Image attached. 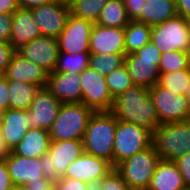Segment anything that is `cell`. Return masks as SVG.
<instances>
[{
    "label": "cell",
    "mask_w": 190,
    "mask_h": 190,
    "mask_svg": "<svg viewBox=\"0 0 190 190\" xmlns=\"http://www.w3.org/2000/svg\"><path fill=\"white\" fill-rule=\"evenodd\" d=\"M117 120L134 123L152 133L159 126L157 112L149 88L133 85L114 98L110 111Z\"/></svg>",
    "instance_id": "cell-1"
},
{
    "label": "cell",
    "mask_w": 190,
    "mask_h": 190,
    "mask_svg": "<svg viewBox=\"0 0 190 190\" xmlns=\"http://www.w3.org/2000/svg\"><path fill=\"white\" fill-rule=\"evenodd\" d=\"M116 127L117 118L110 111L94 112L83 137L84 152L104 158L113 166Z\"/></svg>",
    "instance_id": "cell-2"
},
{
    "label": "cell",
    "mask_w": 190,
    "mask_h": 190,
    "mask_svg": "<svg viewBox=\"0 0 190 190\" xmlns=\"http://www.w3.org/2000/svg\"><path fill=\"white\" fill-rule=\"evenodd\" d=\"M152 144L162 160L176 161L190 152V119L160 124L153 132Z\"/></svg>",
    "instance_id": "cell-3"
},
{
    "label": "cell",
    "mask_w": 190,
    "mask_h": 190,
    "mask_svg": "<svg viewBox=\"0 0 190 190\" xmlns=\"http://www.w3.org/2000/svg\"><path fill=\"white\" fill-rule=\"evenodd\" d=\"M94 112L83 103H62L57 118L48 130L51 140H83Z\"/></svg>",
    "instance_id": "cell-4"
},
{
    "label": "cell",
    "mask_w": 190,
    "mask_h": 190,
    "mask_svg": "<svg viewBox=\"0 0 190 190\" xmlns=\"http://www.w3.org/2000/svg\"><path fill=\"white\" fill-rule=\"evenodd\" d=\"M160 160L152 144L120 162L114 168L123 177L128 188L147 190Z\"/></svg>",
    "instance_id": "cell-5"
},
{
    "label": "cell",
    "mask_w": 190,
    "mask_h": 190,
    "mask_svg": "<svg viewBox=\"0 0 190 190\" xmlns=\"http://www.w3.org/2000/svg\"><path fill=\"white\" fill-rule=\"evenodd\" d=\"M161 54L150 41L136 53L126 55L124 65L133 85L151 88L158 83Z\"/></svg>",
    "instance_id": "cell-6"
},
{
    "label": "cell",
    "mask_w": 190,
    "mask_h": 190,
    "mask_svg": "<svg viewBox=\"0 0 190 190\" xmlns=\"http://www.w3.org/2000/svg\"><path fill=\"white\" fill-rule=\"evenodd\" d=\"M83 152V140H51L48 153L40 157L44 178L55 183Z\"/></svg>",
    "instance_id": "cell-7"
},
{
    "label": "cell",
    "mask_w": 190,
    "mask_h": 190,
    "mask_svg": "<svg viewBox=\"0 0 190 190\" xmlns=\"http://www.w3.org/2000/svg\"><path fill=\"white\" fill-rule=\"evenodd\" d=\"M153 133L134 123L117 120L113 167L152 145Z\"/></svg>",
    "instance_id": "cell-8"
},
{
    "label": "cell",
    "mask_w": 190,
    "mask_h": 190,
    "mask_svg": "<svg viewBox=\"0 0 190 190\" xmlns=\"http://www.w3.org/2000/svg\"><path fill=\"white\" fill-rule=\"evenodd\" d=\"M151 42L161 52L184 51L190 47L188 20L177 15L152 27Z\"/></svg>",
    "instance_id": "cell-9"
},
{
    "label": "cell",
    "mask_w": 190,
    "mask_h": 190,
    "mask_svg": "<svg viewBox=\"0 0 190 190\" xmlns=\"http://www.w3.org/2000/svg\"><path fill=\"white\" fill-rule=\"evenodd\" d=\"M160 124L182 122L190 119V106L184 94L161 87L158 83L149 88Z\"/></svg>",
    "instance_id": "cell-10"
},
{
    "label": "cell",
    "mask_w": 190,
    "mask_h": 190,
    "mask_svg": "<svg viewBox=\"0 0 190 190\" xmlns=\"http://www.w3.org/2000/svg\"><path fill=\"white\" fill-rule=\"evenodd\" d=\"M82 86V101L85 106L95 112L111 111L114 98L112 97L106 77L88 67L79 73Z\"/></svg>",
    "instance_id": "cell-11"
},
{
    "label": "cell",
    "mask_w": 190,
    "mask_h": 190,
    "mask_svg": "<svg viewBox=\"0 0 190 190\" xmlns=\"http://www.w3.org/2000/svg\"><path fill=\"white\" fill-rule=\"evenodd\" d=\"M93 23L69 15L66 26L57 37L60 53L90 52V34Z\"/></svg>",
    "instance_id": "cell-12"
},
{
    "label": "cell",
    "mask_w": 190,
    "mask_h": 190,
    "mask_svg": "<svg viewBox=\"0 0 190 190\" xmlns=\"http://www.w3.org/2000/svg\"><path fill=\"white\" fill-rule=\"evenodd\" d=\"M114 167L108 160L83 152L67 168L63 177L73 178L96 185Z\"/></svg>",
    "instance_id": "cell-13"
},
{
    "label": "cell",
    "mask_w": 190,
    "mask_h": 190,
    "mask_svg": "<svg viewBox=\"0 0 190 190\" xmlns=\"http://www.w3.org/2000/svg\"><path fill=\"white\" fill-rule=\"evenodd\" d=\"M61 104L46 87L40 88L27 110L29 128L49 130L58 116Z\"/></svg>",
    "instance_id": "cell-14"
},
{
    "label": "cell",
    "mask_w": 190,
    "mask_h": 190,
    "mask_svg": "<svg viewBox=\"0 0 190 190\" xmlns=\"http://www.w3.org/2000/svg\"><path fill=\"white\" fill-rule=\"evenodd\" d=\"M17 52L49 74L55 70L60 50L57 38L40 36L20 47Z\"/></svg>",
    "instance_id": "cell-15"
},
{
    "label": "cell",
    "mask_w": 190,
    "mask_h": 190,
    "mask_svg": "<svg viewBox=\"0 0 190 190\" xmlns=\"http://www.w3.org/2000/svg\"><path fill=\"white\" fill-rule=\"evenodd\" d=\"M34 19L42 36L57 38L67 23L70 15V7L57 1L37 6L31 9Z\"/></svg>",
    "instance_id": "cell-16"
},
{
    "label": "cell",
    "mask_w": 190,
    "mask_h": 190,
    "mask_svg": "<svg viewBox=\"0 0 190 190\" xmlns=\"http://www.w3.org/2000/svg\"><path fill=\"white\" fill-rule=\"evenodd\" d=\"M125 28L94 24L90 34V54H125Z\"/></svg>",
    "instance_id": "cell-17"
},
{
    "label": "cell",
    "mask_w": 190,
    "mask_h": 190,
    "mask_svg": "<svg viewBox=\"0 0 190 190\" xmlns=\"http://www.w3.org/2000/svg\"><path fill=\"white\" fill-rule=\"evenodd\" d=\"M46 89L61 103H81L82 86L79 74L51 72Z\"/></svg>",
    "instance_id": "cell-18"
},
{
    "label": "cell",
    "mask_w": 190,
    "mask_h": 190,
    "mask_svg": "<svg viewBox=\"0 0 190 190\" xmlns=\"http://www.w3.org/2000/svg\"><path fill=\"white\" fill-rule=\"evenodd\" d=\"M4 160L14 186L23 187L29 181L44 178L40 158L22 157L10 151Z\"/></svg>",
    "instance_id": "cell-19"
},
{
    "label": "cell",
    "mask_w": 190,
    "mask_h": 190,
    "mask_svg": "<svg viewBox=\"0 0 190 190\" xmlns=\"http://www.w3.org/2000/svg\"><path fill=\"white\" fill-rule=\"evenodd\" d=\"M8 81H23L35 84L39 88L46 87L48 73L39 65L20 55L17 51L3 74Z\"/></svg>",
    "instance_id": "cell-20"
},
{
    "label": "cell",
    "mask_w": 190,
    "mask_h": 190,
    "mask_svg": "<svg viewBox=\"0 0 190 190\" xmlns=\"http://www.w3.org/2000/svg\"><path fill=\"white\" fill-rule=\"evenodd\" d=\"M40 36L42 35L32 10L19 7L12 16L10 44L18 50L23 45Z\"/></svg>",
    "instance_id": "cell-21"
},
{
    "label": "cell",
    "mask_w": 190,
    "mask_h": 190,
    "mask_svg": "<svg viewBox=\"0 0 190 190\" xmlns=\"http://www.w3.org/2000/svg\"><path fill=\"white\" fill-rule=\"evenodd\" d=\"M28 129L27 110L7 109L2 112L0 132L9 151L21 142Z\"/></svg>",
    "instance_id": "cell-22"
},
{
    "label": "cell",
    "mask_w": 190,
    "mask_h": 190,
    "mask_svg": "<svg viewBox=\"0 0 190 190\" xmlns=\"http://www.w3.org/2000/svg\"><path fill=\"white\" fill-rule=\"evenodd\" d=\"M182 174L175 161L160 160L147 190H185Z\"/></svg>",
    "instance_id": "cell-23"
},
{
    "label": "cell",
    "mask_w": 190,
    "mask_h": 190,
    "mask_svg": "<svg viewBox=\"0 0 190 190\" xmlns=\"http://www.w3.org/2000/svg\"><path fill=\"white\" fill-rule=\"evenodd\" d=\"M51 137L48 130L29 128L21 142L12 150L15 155L40 158L48 153Z\"/></svg>",
    "instance_id": "cell-24"
},
{
    "label": "cell",
    "mask_w": 190,
    "mask_h": 190,
    "mask_svg": "<svg viewBox=\"0 0 190 190\" xmlns=\"http://www.w3.org/2000/svg\"><path fill=\"white\" fill-rule=\"evenodd\" d=\"M138 22L151 27L178 15L176 0H145Z\"/></svg>",
    "instance_id": "cell-25"
},
{
    "label": "cell",
    "mask_w": 190,
    "mask_h": 190,
    "mask_svg": "<svg viewBox=\"0 0 190 190\" xmlns=\"http://www.w3.org/2000/svg\"><path fill=\"white\" fill-rule=\"evenodd\" d=\"M9 109L28 110L34 100L36 92L40 89L35 84L23 81H8Z\"/></svg>",
    "instance_id": "cell-26"
},
{
    "label": "cell",
    "mask_w": 190,
    "mask_h": 190,
    "mask_svg": "<svg viewBox=\"0 0 190 190\" xmlns=\"http://www.w3.org/2000/svg\"><path fill=\"white\" fill-rule=\"evenodd\" d=\"M152 27L138 21H130L125 27V54L136 53L151 41Z\"/></svg>",
    "instance_id": "cell-27"
},
{
    "label": "cell",
    "mask_w": 190,
    "mask_h": 190,
    "mask_svg": "<svg viewBox=\"0 0 190 190\" xmlns=\"http://www.w3.org/2000/svg\"><path fill=\"white\" fill-rule=\"evenodd\" d=\"M129 22L124 0H108L100 12L96 24L107 27L125 28Z\"/></svg>",
    "instance_id": "cell-28"
},
{
    "label": "cell",
    "mask_w": 190,
    "mask_h": 190,
    "mask_svg": "<svg viewBox=\"0 0 190 190\" xmlns=\"http://www.w3.org/2000/svg\"><path fill=\"white\" fill-rule=\"evenodd\" d=\"M90 52L77 54L59 53L54 72H68L79 74L89 67Z\"/></svg>",
    "instance_id": "cell-29"
},
{
    "label": "cell",
    "mask_w": 190,
    "mask_h": 190,
    "mask_svg": "<svg viewBox=\"0 0 190 190\" xmlns=\"http://www.w3.org/2000/svg\"><path fill=\"white\" fill-rule=\"evenodd\" d=\"M108 0H76L70 7V14L96 24Z\"/></svg>",
    "instance_id": "cell-30"
},
{
    "label": "cell",
    "mask_w": 190,
    "mask_h": 190,
    "mask_svg": "<svg viewBox=\"0 0 190 190\" xmlns=\"http://www.w3.org/2000/svg\"><path fill=\"white\" fill-rule=\"evenodd\" d=\"M126 54H90L89 67L103 76L124 65Z\"/></svg>",
    "instance_id": "cell-31"
},
{
    "label": "cell",
    "mask_w": 190,
    "mask_h": 190,
    "mask_svg": "<svg viewBox=\"0 0 190 190\" xmlns=\"http://www.w3.org/2000/svg\"><path fill=\"white\" fill-rule=\"evenodd\" d=\"M190 81V69L160 73L158 84L178 94H186Z\"/></svg>",
    "instance_id": "cell-32"
},
{
    "label": "cell",
    "mask_w": 190,
    "mask_h": 190,
    "mask_svg": "<svg viewBox=\"0 0 190 190\" xmlns=\"http://www.w3.org/2000/svg\"><path fill=\"white\" fill-rule=\"evenodd\" d=\"M107 86L113 98L133 86L125 65L117 68L106 76Z\"/></svg>",
    "instance_id": "cell-33"
},
{
    "label": "cell",
    "mask_w": 190,
    "mask_h": 190,
    "mask_svg": "<svg viewBox=\"0 0 190 190\" xmlns=\"http://www.w3.org/2000/svg\"><path fill=\"white\" fill-rule=\"evenodd\" d=\"M189 69L187 54L184 51L165 52L159 61V73Z\"/></svg>",
    "instance_id": "cell-34"
},
{
    "label": "cell",
    "mask_w": 190,
    "mask_h": 190,
    "mask_svg": "<svg viewBox=\"0 0 190 190\" xmlns=\"http://www.w3.org/2000/svg\"><path fill=\"white\" fill-rule=\"evenodd\" d=\"M98 190H127V183L123 177L113 168L106 176H104L97 184Z\"/></svg>",
    "instance_id": "cell-35"
},
{
    "label": "cell",
    "mask_w": 190,
    "mask_h": 190,
    "mask_svg": "<svg viewBox=\"0 0 190 190\" xmlns=\"http://www.w3.org/2000/svg\"><path fill=\"white\" fill-rule=\"evenodd\" d=\"M17 50L10 42L0 41V74H4L8 68L11 58Z\"/></svg>",
    "instance_id": "cell-36"
},
{
    "label": "cell",
    "mask_w": 190,
    "mask_h": 190,
    "mask_svg": "<svg viewBox=\"0 0 190 190\" xmlns=\"http://www.w3.org/2000/svg\"><path fill=\"white\" fill-rule=\"evenodd\" d=\"M57 190H86L87 183L67 177H60L55 183Z\"/></svg>",
    "instance_id": "cell-37"
},
{
    "label": "cell",
    "mask_w": 190,
    "mask_h": 190,
    "mask_svg": "<svg viewBox=\"0 0 190 190\" xmlns=\"http://www.w3.org/2000/svg\"><path fill=\"white\" fill-rule=\"evenodd\" d=\"M13 14L0 13V41L10 42Z\"/></svg>",
    "instance_id": "cell-38"
},
{
    "label": "cell",
    "mask_w": 190,
    "mask_h": 190,
    "mask_svg": "<svg viewBox=\"0 0 190 190\" xmlns=\"http://www.w3.org/2000/svg\"><path fill=\"white\" fill-rule=\"evenodd\" d=\"M143 2L145 0H124L130 21H137L141 17Z\"/></svg>",
    "instance_id": "cell-39"
},
{
    "label": "cell",
    "mask_w": 190,
    "mask_h": 190,
    "mask_svg": "<svg viewBox=\"0 0 190 190\" xmlns=\"http://www.w3.org/2000/svg\"><path fill=\"white\" fill-rule=\"evenodd\" d=\"M175 162L182 174L186 189H190V152L177 159Z\"/></svg>",
    "instance_id": "cell-40"
},
{
    "label": "cell",
    "mask_w": 190,
    "mask_h": 190,
    "mask_svg": "<svg viewBox=\"0 0 190 190\" xmlns=\"http://www.w3.org/2000/svg\"><path fill=\"white\" fill-rule=\"evenodd\" d=\"M9 109V88L8 79L0 74V111Z\"/></svg>",
    "instance_id": "cell-41"
},
{
    "label": "cell",
    "mask_w": 190,
    "mask_h": 190,
    "mask_svg": "<svg viewBox=\"0 0 190 190\" xmlns=\"http://www.w3.org/2000/svg\"><path fill=\"white\" fill-rule=\"evenodd\" d=\"M13 186L14 185L6 166V161L4 159H0V190H9Z\"/></svg>",
    "instance_id": "cell-42"
},
{
    "label": "cell",
    "mask_w": 190,
    "mask_h": 190,
    "mask_svg": "<svg viewBox=\"0 0 190 190\" xmlns=\"http://www.w3.org/2000/svg\"><path fill=\"white\" fill-rule=\"evenodd\" d=\"M53 184L54 183L51 180L43 178L40 181H29L23 187L24 190H47Z\"/></svg>",
    "instance_id": "cell-43"
},
{
    "label": "cell",
    "mask_w": 190,
    "mask_h": 190,
    "mask_svg": "<svg viewBox=\"0 0 190 190\" xmlns=\"http://www.w3.org/2000/svg\"><path fill=\"white\" fill-rule=\"evenodd\" d=\"M18 8V0H0V13L13 14Z\"/></svg>",
    "instance_id": "cell-44"
},
{
    "label": "cell",
    "mask_w": 190,
    "mask_h": 190,
    "mask_svg": "<svg viewBox=\"0 0 190 190\" xmlns=\"http://www.w3.org/2000/svg\"><path fill=\"white\" fill-rule=\"evenodd\" d=\"M178 15L190 19V0H176Z\"/></svg>",
    "instance_id": "cell-45"
},
{
    "label": "cell",
    "mask_w": 190,
    "mask_h": 190,
    "mask_svg": "<svg viewBox=\"0 0 190 190\" xmlns=\"http://www.w3.org/2000/svg\"><path fill=\"white\" fill-rule=\"evenodd\" d=\"M54 0H18L19 7L32 9L40 5L50 3Z\"/></svg>",
    "instance_id": "cell-46"
},
{
    "label": "cell",
    "mask_w": 190,
    "mask_h": 190,
    "mask_svg": "<svg viewBox=\"0 0 190 190\" xmlns=\"http://www.w3.org/2000/svg\"><path fill=\"white\" fill-rule=\"evenodd\" d=\"M9 153L10 151L6 147L3 136L0 132V159H4Z\"/></svg>",
    "instance_id": "cell-47"
},
{
    "label": "cell",
    "mask_w": 190,
    "mask_h": 190,
    "mask_svg": "<svg viewBox=\"0 0 190 190\" xmlns=\"http://www.w3.org/2000/svg\"><path fill=\"white\" fill-rule=\"evenodd\" d=\"M54 1H57L58 3L65 5L67 7H71L76 0H54Z\"/></svg>",
    "instance_id": "cell-48"
},
{
    "label": "cell",
    "mask_w": 190,
    "mask_h": 190,
    "mask_svg": "<svg viewBox=\"0 0 190 190\" xmlns=\"http://www.w3.org/2000/svg\"><path fill=\"white\" fill-rule=\"evenodd\" d=\"M189 85H190V81H189ZM185 97L188 99L189 106H190V86L188 87L186 91Z\"/></svg>",
    "instance_id": "cell-49"
},
{
    "label": "cell",
    "mask_w": 190,
    "mask_h": 190,
    "mask_svg": "<svg viewBox=\"0 0 190 190\" xmlns=\"http://www.w3.org/2000/svg\"><path fill=\"white\" fill-rule=\"evenodd\" d=\"M186 54H187L188 67L190 69V47L187 49Z\"/></svg>",
    "instance_id": "cell-50"
},
{
    "label": "cell",
    "mask_w": 190,
    "mask_h": 190,
    "mask_svg": "<svg viewBox=\"0 0 190 190\" xmlns=\"http://www.w3.org/2000/svg\"><path fill=\"white\" fill-rule=\"evenodd\" d=\"M86 190H98L96 185H89Z\"/></svg>",
    "instance_id": "cell-51"
},
{
    "label": "cell",
    "mask_w": 190,
    "mask_h": 190,
    "mask_svg": "<svg viewBox=\"0 0 190 190\" xmlns=\"http://www.w3.org/2000/svg\"><path fill=\"white\" fill-rule=\"evenodd\" d=\"M9 190H24V187H19V186H13L11 189Z\"/></svg>",
    "instance_id": "cell-52"
},
{
    "label": "cell",
    "mask_w": 190,
    "mask_h": 190,
    "mask_svg": "<svg viewBox=\"0 0 190 190\" xmlns=\"http://www.w3.org/2000/svg\"><path fill=\"white\" fill-rule=\"evenodd\" d=\"M47 190H57V188H56V186H55V184H53L49 189H47Z\"/></svg>",
    "instance_id": "cell-53"
},
{
    "label": "cell",
    "mask_w": 190,
    "mask_h": 190,
    "mask_svg": "<svg viewBox=\"0 0 190 190\" xmlns=\"http://www.w3.org/2000/svg\"><path fill=\"white\" fill-rule=\"evenodd\" d=\"M1 123H2V112L0 111V126H1Z\"/></svg>",
    "instance_id": "cell-54"
},
{
    "label": "cell",
    "mask_w": 190,
    "mask_h": 190,
    "mask_svg": "<svg viewBox=\"0 0 190 190\" xmlns=\"http://www.w3.org/2000/svg\"><path fill=\"white\" fill-rule=\"evenodd\" d=\"M127 190H139V189H132V188H128Z\"/></svg>",
    "instance_id": "cell-55"
}]
</instances>
